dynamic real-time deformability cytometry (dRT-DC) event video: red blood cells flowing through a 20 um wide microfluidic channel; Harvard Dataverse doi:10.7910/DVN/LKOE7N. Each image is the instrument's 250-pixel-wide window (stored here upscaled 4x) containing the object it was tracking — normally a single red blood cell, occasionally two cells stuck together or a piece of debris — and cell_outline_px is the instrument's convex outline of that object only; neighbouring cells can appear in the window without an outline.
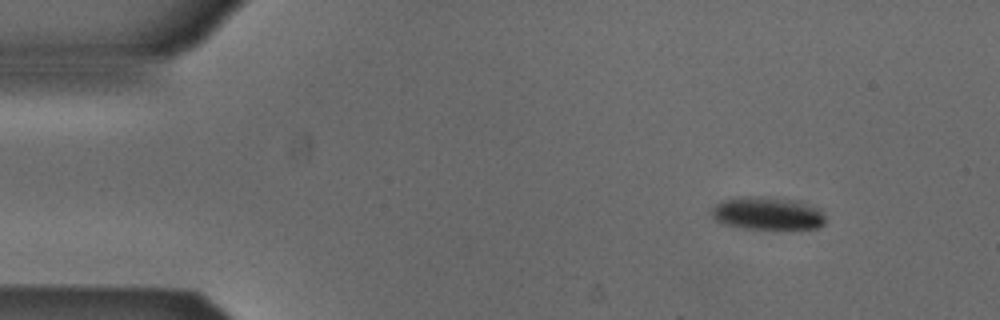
{"species": "Egyptian fruit bat (a non-hibernating species)", "species_latin": "Rousettus aegyptiacus", "temperature_condition": "cold", "stored_images_in_passage": 3, "camera_frame_rate_fps": 3000, "um_per_image_px": 0.085, "animal": {"sex": "male"}, "frame": {"image": 1, "passage_image": 1, "time_ms": 0.0, "image_size_px": [1000, 320], "cell_outline_px": [[824, 224], [816, 228], [744, 228], [724, 224], [716, 220], [712, 216], [712, 208], [716, 204], [724, 200], [752, 196], [772, 196], [800, 200], [820, 208], [824, 216]], "centroid_in_image_um": [65.28, 18.11], "position_along_channel_um": 19.7, "area_um2": 21.79}}